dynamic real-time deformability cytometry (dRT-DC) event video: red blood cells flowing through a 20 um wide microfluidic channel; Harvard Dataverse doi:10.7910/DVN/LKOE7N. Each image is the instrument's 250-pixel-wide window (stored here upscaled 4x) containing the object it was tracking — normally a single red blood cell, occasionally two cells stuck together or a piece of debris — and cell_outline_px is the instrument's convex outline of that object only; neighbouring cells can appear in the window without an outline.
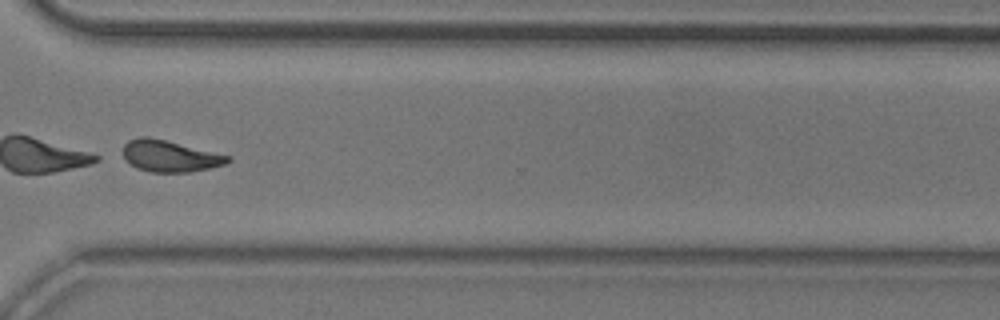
{"species": "common noctule bat (a hibernating species)", "species_latin": "Nyctalus noctula", "temperature_condition": "room temperature", "stored_images_in_passage": 51, "camera_frame_rate_fps": 3000, "um_per_image_px": 0.085, "animal": {"sex": "male", "body_mass_g": 20.5, "forearm_length_mm": 52.5}, "frame": {"image": 1, "passage_image": 38, "time_ms": 12.333, "image_size_px": [1000, 320], "cell_outline_px": [[232, 160], [224, 164], [208, 168], [188, 172], [152, 172], [136, 168], [124, 156], [124, 144], [128, 140], [140, 136], [148, 136], [232, 156]], "centroid_in_image_um": [14.45, 13.26], "position_along_channel_um": 356.2, "area_um2": 19.02}}